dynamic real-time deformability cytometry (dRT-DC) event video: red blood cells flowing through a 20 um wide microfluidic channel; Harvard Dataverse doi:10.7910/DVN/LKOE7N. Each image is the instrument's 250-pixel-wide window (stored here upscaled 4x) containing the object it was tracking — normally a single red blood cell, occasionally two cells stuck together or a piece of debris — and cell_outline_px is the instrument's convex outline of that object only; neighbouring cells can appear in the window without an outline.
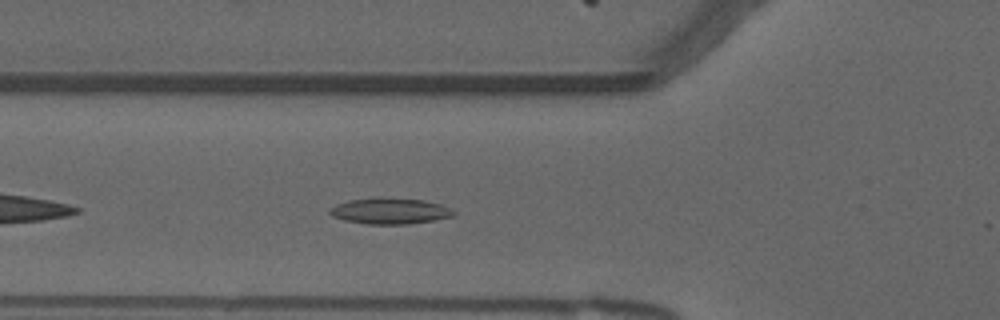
{"species": "common noctule bat (a hibernating species)", "species_latin": "Nyctalus noctula", "temperature_condition": "warm", "stored_images_in_passage": 42, "camera_frame_rate_fps": 3000, "um_per_image_px": 0.085, "animal": {"sex": "male", "forearm_length_mm": 52.5}, "frame": {"image": 1, "passage_image": 6, "time_ms": 1.667, "image_size_px": [1000, 320], "cell_outline_px": [[456, 212], [452, 216], [432, 220], [408, 224], [368, 224], [344, 220], [332, 216], [328, 212], [336, 204], [348, 200], [380, 196], [424, 200], [440, 204], [452, 208]], "centroid_in_image_um": [33.14, 17.91], "position_along_channel_um": 92.7, "area_um2": 18.96}}
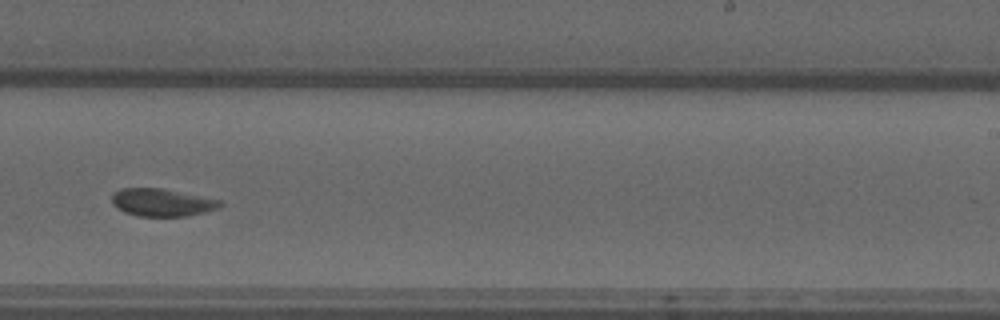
{"frame": {"image": 2, "passage_image": 21, "time_ms": 6.667, "image_size_px": [1000, 320], "cell_outline_px": [[224, 204], [220, 208], [188, 216], [136, 216], [124, 212], [116, 208], [112, 204], [112, 192], [120, 188], [164, 188], [224, 200]], "centroid_in_image_um": [13.8, 17.2], "position_along_channel_um": 275.2, "area_um2": 17.92}}
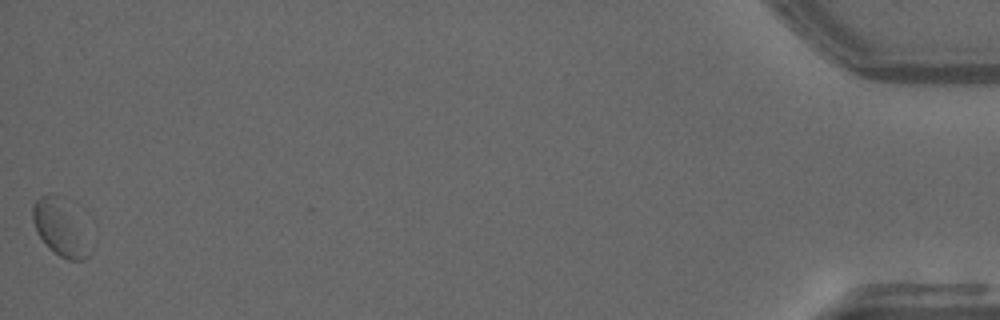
{"frame": {"image": 3, "passage_image": 42, "time_ms": 13.667, "image_size_px": [1000, 320], "cell_outline_px": [[96, 244], [92, 252], [84, 260], [68, 260], [60, 256], [36, 232], [32, 220], [32, 204], [40, 196], [48, 192], [52, 192], [64, 196], [96, 240]], "centroid_in_image_um": [5.27, 19.32], "position_along_channel_um": 429.9, "area_um2": 20.23}, "authors_computed_cell_mechanics": {"area_um2": 17.7735, "velocity_mm_per_s": 3.6556, "shape_relaxation_time_tau1_ms": null, "shape_relaxation_time_tau2_ms": 2.9826, "deformation_change_tau1": null, "deformation_change_tau2": 0.0751}}